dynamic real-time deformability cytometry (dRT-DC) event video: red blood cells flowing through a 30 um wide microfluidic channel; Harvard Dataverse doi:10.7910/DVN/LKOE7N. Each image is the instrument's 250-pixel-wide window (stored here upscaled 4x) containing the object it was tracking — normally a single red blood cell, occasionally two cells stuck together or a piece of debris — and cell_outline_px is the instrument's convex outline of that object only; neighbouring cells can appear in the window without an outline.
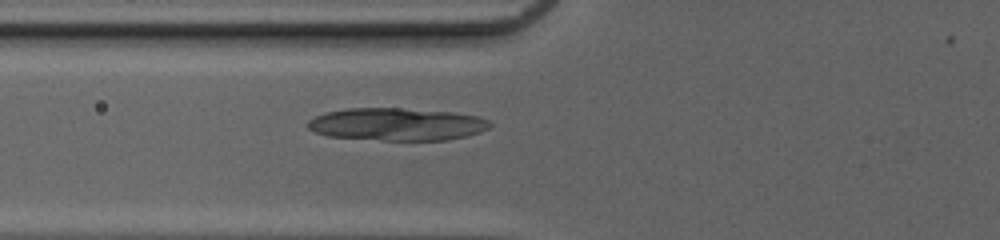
{"species": "common noctule bat (a hibernating species)", "species_latin": "Nyctalus noctula", "temperature_condition": "cold", "stored_images_in_passage": 46, "camera_frame_rate_fps": 3000, "um_per_image_px": 0.085, "animal": {"sex": "female", "body_mass_g": 20.0, "forearm_length_mm": 54.0}, "frame": {"image": 1, "passage_image": 18, "time_ms": 5.667, "image_size_px": [1000, 240], "cell_outline_px": [[492, 124], [488, 128], [480, 132], [468, 136], [448, 140], [380, 140], [328, 136], [316, 132], [308, 128], [308, 120], [324, 112], [348, 108], [400, 108], [452, 112], [480, 116], [488, 120]], "centroid_in_image_um": [33.76, 10.56], "position_along_channel_um": 92.0, "area_um2": 34.68}}
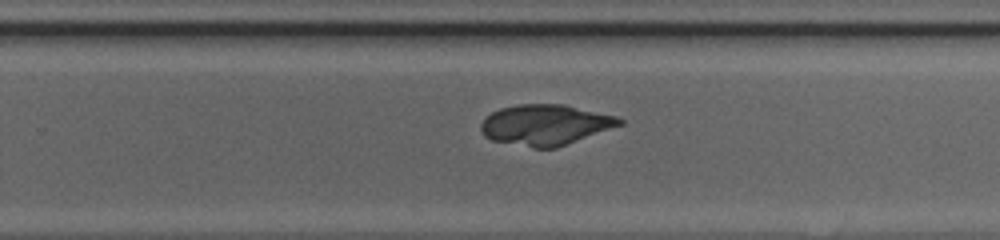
{"frame": {"image": 2, "passage_image": 32, "time_ms": 10.333, "image_size_px": [1000, 240], "cell_outline_px": [[624, 124], [556, 148], [532, 148], [492, 140], [484, 136], [480, 128], [480, 124], [492, 112], [500, 108], [520, 104], [564, 104], [616, 116], [624, 120]], "centroid_in_image_um": [46.37, 10.61], "position_along_channel_um": 283.4, "area_um2": 32.77}}
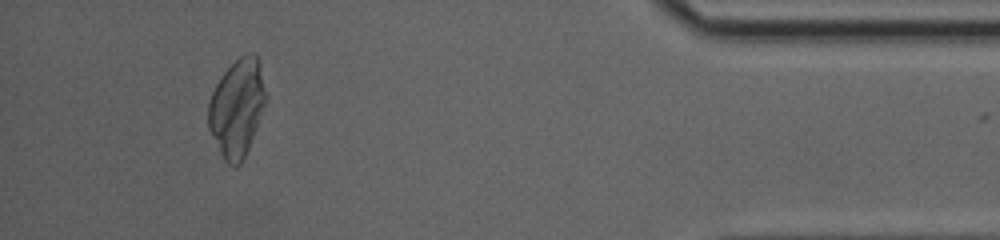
{"frame": {"image": 3, "passage_image": 45, "time_ms": 14.667, "image_size_px": [1000, 240], "cell_outline_px": [[264, 104], [248, 148], [240, 164], [228, 164], [224, 160], [208, 128], [208, 104], [212, 92], [220, 76], [240, 56], [248, 52], [252, 52], [256, 56], [260, 64], [264, 92]], "centroid_in_image_um": [20.1, 9.14], "position_along_channel_um": 415.1, "area_um2": 31.73}}